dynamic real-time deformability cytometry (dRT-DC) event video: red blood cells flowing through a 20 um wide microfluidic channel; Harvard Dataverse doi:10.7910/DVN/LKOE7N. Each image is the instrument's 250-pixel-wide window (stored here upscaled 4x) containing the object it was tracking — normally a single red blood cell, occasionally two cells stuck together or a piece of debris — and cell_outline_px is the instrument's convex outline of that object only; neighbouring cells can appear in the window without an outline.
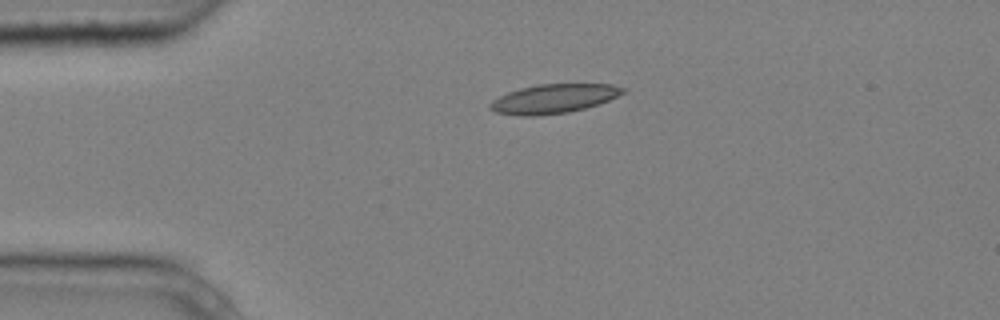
{"species": "common noctule bat (a hibernating species)", "species_latin": "Nyctalus noctula", "temperature_condition": "cold", "stored_images_in_passage": 1, "camera_frame_rate_fps": 3000, "um_per_image_px": 0.085, "animal": {"sex": "male", "body_mass_g": 20.4}, "frame": {"image": 1, "passage_image": 1, "time_ms": 0.0, "image_size_px": [1000, 320], "cell_outline_px": [[628, 92], [608, 100], [584, 108], [568, 112], [540, 116], [524, 116], [496, 112], [488, 108], [488, 104], [492, 100], [508, 92], [520, 88], [540, 84], [612, 84], [624, 88]], "centroid_in_image_um": [47.05, 8.39], "position_along_channel_um": 37.9, "area_um2": 22.48}}